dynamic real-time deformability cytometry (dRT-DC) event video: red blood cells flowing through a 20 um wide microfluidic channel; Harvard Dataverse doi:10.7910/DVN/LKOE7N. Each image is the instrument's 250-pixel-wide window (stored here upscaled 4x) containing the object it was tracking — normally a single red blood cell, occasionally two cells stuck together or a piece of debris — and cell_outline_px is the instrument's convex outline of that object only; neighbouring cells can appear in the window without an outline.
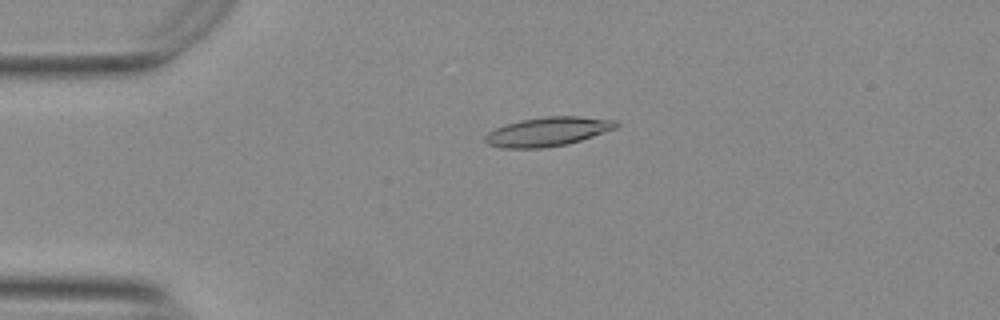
{"species": "Egyptian fruit bat (a non-hibernating species)", "species_latin": "Rousettus aegyptiacus", "temperature_condition": "warm", "stored_images_in_passage": 49, "camera_frame_rate_fps": 3000, "um_per_image_px": 0.085, "animal": {"sex": "female"}, "frame": {"image": 1, "passage_image": 11, "time_ms": 3.333, "image_size_px": [1000, 320], "cell_outline_px": [[620, 124], [616, 128], [568, 144], [544, 148], [500, 148], [488, 144], [484, 140], [484, 136], [488, 132], [504, 124], [520, 120], [544, 116], [580, 116], [616, 120]], "centroid_in_image_um": [46.54, 11.18], "position_along_channel_um": 38.5, "area_um2": 22.31}}
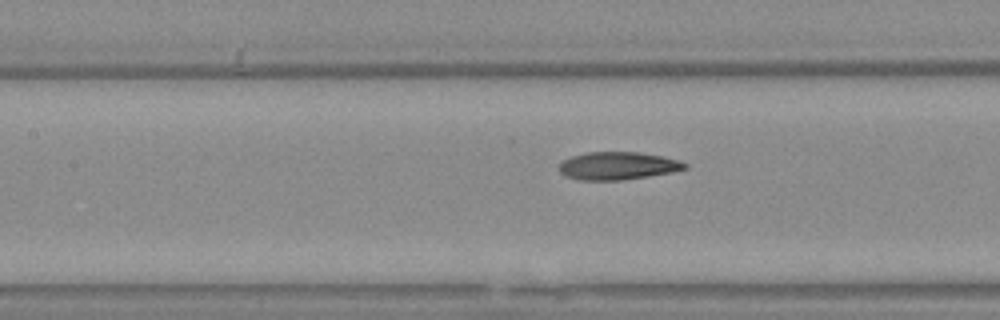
{"frame": {"image": 2, "passage_image": 23, "time_ms": 7.333, "image_size_px": [1000, 320], "cell_outline_px": [[688, 168], [672, 172], [648, 176], [620, 180], [580, 180], [564, 176], [560, 172], [560, 160], [572, 156], [588, 152], [640, 152], [680, 160], [688, 164]], "centroid_in_image_um": [52.5, 14.09], "position_along_channel_um": 154.9, "area_um2": 20.4}}
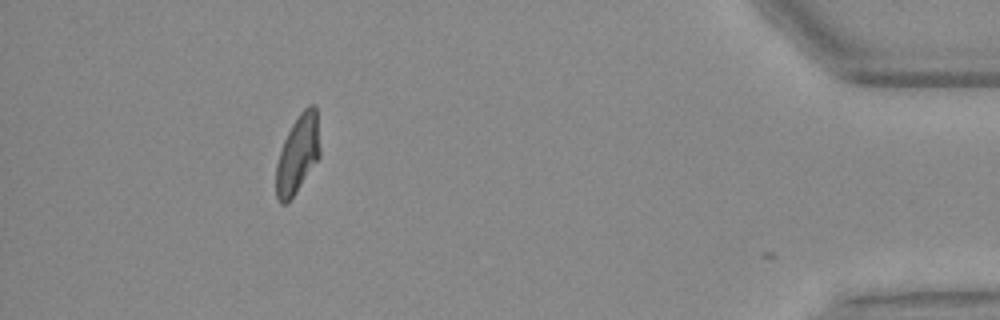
{"frame": {"image": 3, "passage_image": 48, "time_ms": 15.667, "image_size_px": [1000, 320], "cell_outline_px": [[320, 156], [296, 192], [284, 204], [280, 204], [276, 196], [276, 164], [284, 140], [292, 124], [300, 112], [308, 104], [312, 104], [316, 108], [320, 148]], "centroid_in_image_um": [25.31, 13.09], "position_along_channel_um": 409.9, "area_um2": 19.77}, "authors_computed_cell_mechanics": {"area_um2": 20.9814, "velocity_mm_per_s": 3.7454, "shape_relaxation_time_tau1_ms": 7.4128, "shape_relaxation_time_tau2_ms": 1.6092, "deformation_change_tau1": 0.2185, "deformation_change_tau2": 0.0909}}